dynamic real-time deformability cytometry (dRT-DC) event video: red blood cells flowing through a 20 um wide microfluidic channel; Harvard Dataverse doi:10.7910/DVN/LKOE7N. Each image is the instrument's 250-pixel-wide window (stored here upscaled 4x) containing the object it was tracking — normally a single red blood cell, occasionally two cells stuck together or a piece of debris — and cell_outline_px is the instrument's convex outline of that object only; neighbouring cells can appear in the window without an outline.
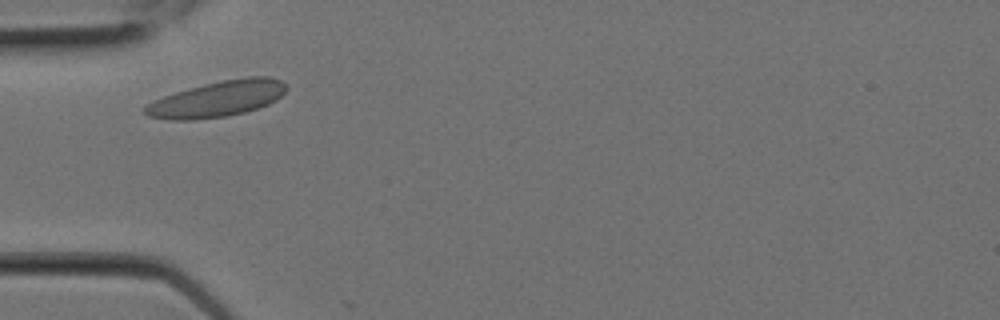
{"species": "Egyptian fruit bat (a non-hibernating species)", "species_latin": "Rousettus aegyptiacus", "temperature_condition": "room temperature", "stored_images_in_passage": 3, "camera_frame_rate_fps": 3000, "um_per_image_px": 0.085, "animal": {"sex": "female"}, "frame": {"image": 1, "passage_image": 2, "time_ms": 0.333, "image_size_px": [1000, 320], "cell_outline_px": [[288, 88], [276, 100], [268, 104], [244, 112], [224, 116], [192, 120], [168, 120], [148, 116], [140, 112], [140, 108], [152, 100], [176, 92], [204, 84], [224, 80], [248, 76], [268, 76], [280, 80]], "centroid_in_image_um": [18.4, 8.41], "position_along_channel_um": 66.6, "area_um2": 29.54}}
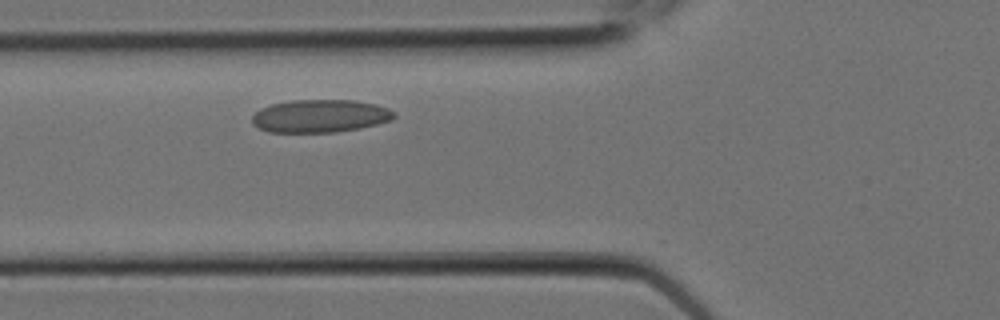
{"frame": {"image": 2, "passage_image": 3, "time_ms": 0.667, "image_size_px": [1000, 320], "cell_outline_px": [[396, 116], [388, 120], [376, 124], [360, 128], [336, 132], [268, 132], [252, 124], [252, 116], [260, 108], [272, 104], [292, 100], [352, 100], [376, 104], [388, 108], [396, 112]], "centroid_in_image_um": [27.2, 9.86], "position_along_channel_um": 98.6, "area_um2": 27.17}}